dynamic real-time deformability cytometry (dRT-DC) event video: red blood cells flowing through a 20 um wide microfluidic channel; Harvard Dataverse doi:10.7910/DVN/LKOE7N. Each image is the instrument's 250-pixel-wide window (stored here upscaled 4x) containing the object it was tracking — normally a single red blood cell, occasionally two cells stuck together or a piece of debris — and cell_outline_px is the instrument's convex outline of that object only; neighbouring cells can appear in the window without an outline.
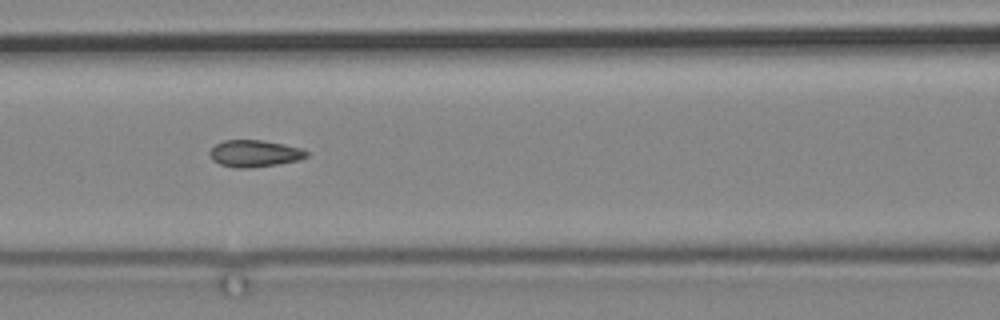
{"species": "common noctule bat (a hibernating species)", "species_latin": "Nyctalus noctula", "temperature_condition": "cold", "stored_images_in_passage": 8, "camera_frame_rate_fps": 3000, "um_per_image_px": 0.085, "animal": {"sex": "male", "body_mass_g": 19.2, "forearm_length_mm": 51.8}, "frame": {"image": 1, "passage_image": 6, "time_ms": 5.667, "image_size_px": [1000, 320], "cell_outline_px": [[308, 156], [300, 160], [276, 164], [248, 168], [236, 168], [220, 164], [212, 160], [208, 152], [216, 144], [224, 140], [264, 140], [284, 144], [300, 148], [308, 152]], "centroid_in_image_um": [21.63, 13.04], "position_along_channel_um": 145.0, "area_um2": 15.14}}
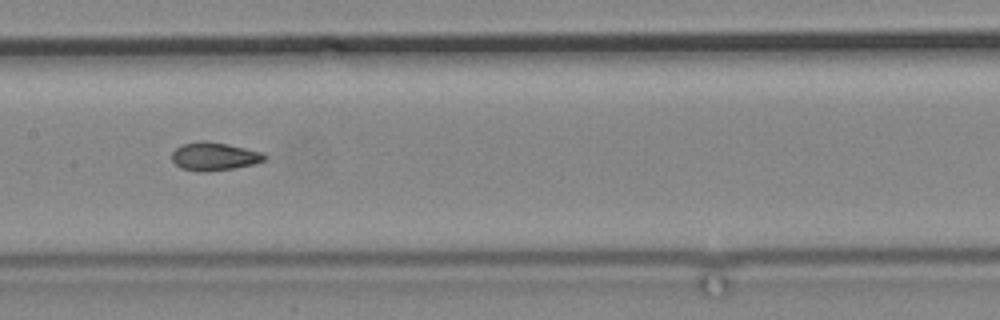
{"frame": {"image": 2, "passage_image": 7, "time_ms": 7.0, "image_size_px": [1000, 320], "cell_outline_px": [[268, 160], [256, 164], [208, 172], [200, 172], [180, 168], [172, 160], [172, 152], [176, 148], [184, 144], [200, 140], [204, 140], [228, 144], [264, 152], [268, 156]], "centroid_in_image_um": [18.27, 13.3], "position_along_channel_um": 189.1, "area_um2": 15.49}}
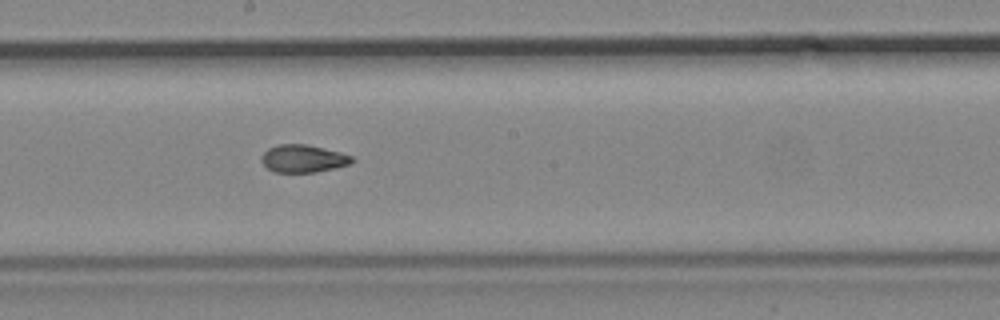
{"frame": {"image": 3, "passage_image": 8, "time_ms": 8.0, "image_size_px": [1000, 320], "cell_outline_px": [[356, 160], [352, 164], [336, 168], [316, 172], [276, 172], [268, 168], [260, 160], [260, 156], [268, 148], [280, 144], [308, 144], [340, 152], [352, 156]], "centroid_in_image_um": [25.81, 13.48], "position_along_channel_um": 222.4, "area_um2": 14.74}}